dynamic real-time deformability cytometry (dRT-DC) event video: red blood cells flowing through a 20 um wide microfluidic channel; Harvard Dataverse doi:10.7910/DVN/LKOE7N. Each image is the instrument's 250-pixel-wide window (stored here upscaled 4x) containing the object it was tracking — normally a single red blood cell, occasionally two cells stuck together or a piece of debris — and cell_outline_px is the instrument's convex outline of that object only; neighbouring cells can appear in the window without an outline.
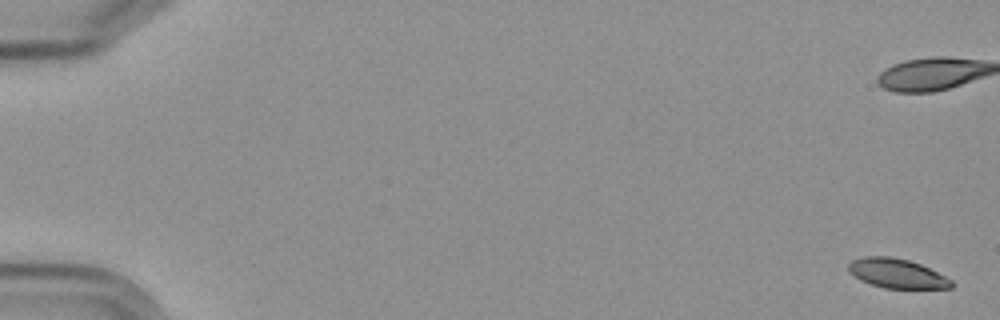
{"species": "Egyptian fruit bat (a non-hibernating species)", "species_latin": "Rousettus aegyptiacus", "temperature_condition": "cold", "stored_images_in_passage": 7, "camera_frame_rate_fps": 3000, "um_per_image_px": 0.085, "frame": {"image": 1, "passage_image": 1, "time_ms": 0.0, "image_size_px": [1000, 320], "cell_outline_px": [[952, 288], [884, 288], [860, 280], [848, 272], [848, 264], [852, 260], [864, 256], [888, 256], [908, 260], [920, 264], [952, 280]], "centroid_in_image_um": [76.19, 23.23], "position_along_channel_um": 8.8, "area_um2": 17.46}}